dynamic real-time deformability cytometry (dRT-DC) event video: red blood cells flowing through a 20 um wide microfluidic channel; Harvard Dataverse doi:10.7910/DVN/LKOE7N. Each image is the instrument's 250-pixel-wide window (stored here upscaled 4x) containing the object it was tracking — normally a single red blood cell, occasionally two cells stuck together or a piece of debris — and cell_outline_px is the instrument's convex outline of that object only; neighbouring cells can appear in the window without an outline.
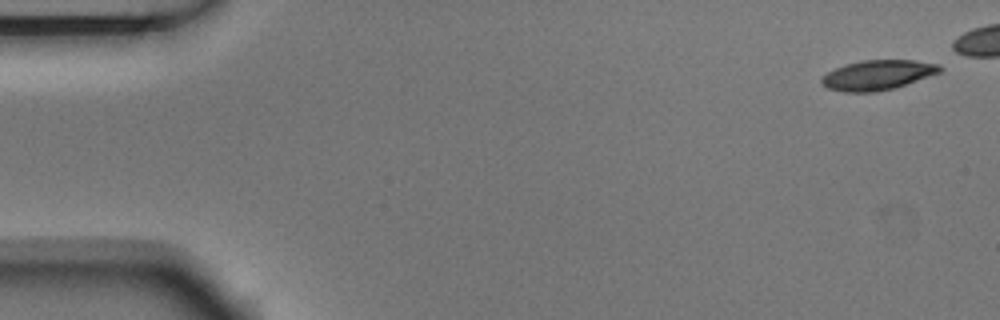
{"species": "Egyptian fruit bat (a non-hibernating species)", "species_latin": "Rousettus aegyptiacus", "temperature_condition": "room temperature", "stored_images_in_passage": 5, "camera_frame_rate_fps": 3000, "um_per_image_px": 0.085, "animal": {"sex": "male"}, "frame": {"image": 1, "passage_image": 1, "time_ms": 0.0, "image_size_px": [1000, 320], "cell_outline_px": [[944, 68], [940, 72], [892, 88], [876, 92], [844, 92], [828, 88], [820, 80], [828, 72], [836, 68], [848, 64], [864, 60], [916, 60], [940, 64]], "centroid_in_image_um": [74.63, 6.37], "position_along_channel_um": 10.4, "area_um2": 20.17}}
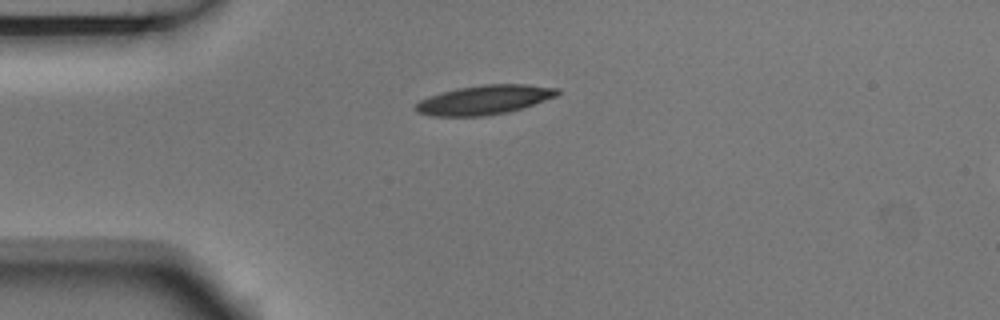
{"frame": {"image": 2, "passage_image": 5, "time_ms": 1.333, "image_size_px": [1000, 320], "cell_outline_px": [[560, 92], [556, 96], [508, 112], [484, 116], [432, 116], [416, 112], [412, 108], [420, 100], [428, 96], [440, 92], [456, 88], [484, 84], [524, 84], [556, 88]], "centroid_in_image_um": [41.08, 8.48], "position_along_channel_um": 43.9, "area_um2": 24.1}}